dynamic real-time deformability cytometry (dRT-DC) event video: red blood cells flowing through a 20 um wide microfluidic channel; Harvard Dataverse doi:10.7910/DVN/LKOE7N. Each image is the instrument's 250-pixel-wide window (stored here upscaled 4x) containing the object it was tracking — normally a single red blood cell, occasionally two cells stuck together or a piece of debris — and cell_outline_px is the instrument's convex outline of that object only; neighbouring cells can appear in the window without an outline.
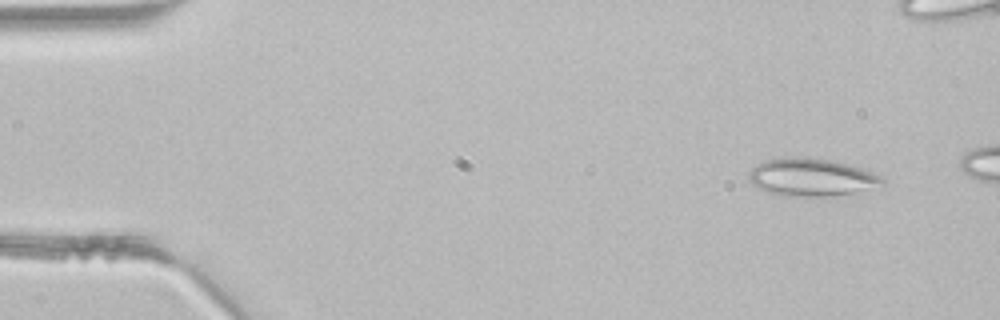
{"species": "common noctule bat (a hibernating species)", "species_latin": "Nyctalus noctula", "temperature_condition": "room temperature", "stored_images_in_passage": 4, "segment_of_instrument_passage": [2, 2], "camera_frame_rate_fps": 3000, "um_per_image_px": 0.085, "animal": {"sex": "male", "body_mass_g": 21.5, "forearm_length_mm": 52.0}, "frame": {"image": 1, "passage_image": 4, "time_ms": 1.0, "image_size_px": [1000, 320], "cell_outline_px": [[888, 184], [852, 192], [832, 196], [780, 196], [768, 192], [752, 184], [748, 180], [748, 172], [756, 164], [764, 160], [788, 156], [804, 156], [828, 160], [848, 164], [872, 172], [880, 176]], "centroid_in_image_um": [68.92, 15.06], "position_along_channel_um": 16.1, "area_um2": 29.48}}